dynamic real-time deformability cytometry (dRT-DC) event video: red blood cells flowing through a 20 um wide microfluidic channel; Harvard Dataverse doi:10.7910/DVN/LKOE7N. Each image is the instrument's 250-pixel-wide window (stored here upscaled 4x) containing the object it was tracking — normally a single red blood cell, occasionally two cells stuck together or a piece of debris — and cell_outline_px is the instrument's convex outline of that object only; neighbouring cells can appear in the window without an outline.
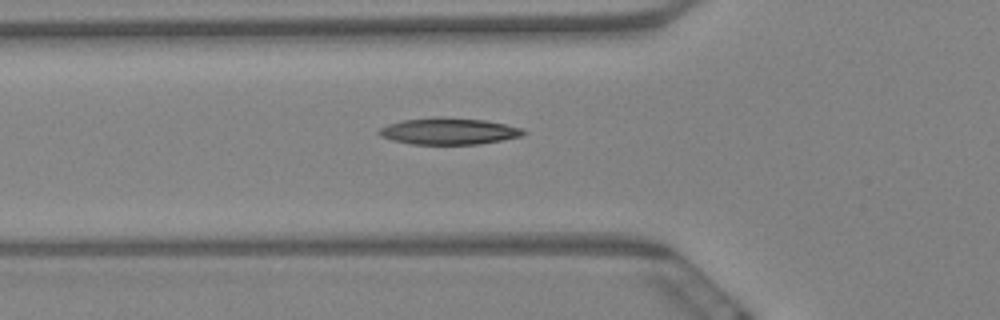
{"species": "Egyptian fruit bat (a non-hibernating species)", "species_latin": "Rousettus aegyptiacus", "temperature_condition": "warm", "stored_images_in_passage": 7, "camera_frame_rate_fps": 3000, "um_per_image_px": 0.085, "animal": {"sex": "female"}, "frame": {"image": 1, "passage_image": 7, "time_ms": 2.0, "image_size_px": [1000, 320], "cell_outline_px": [[528, 132], [524, 136], [476, 144], [412, 144], [392, 140], [380, 136], [376, 132], [380, 128], [388, 124], [404, 120], [432, 116], [440, 116], [484, 120], [524, 128]], "centroid_in_image_um": [38.15, 11.14], "position_along_channel_um": 87.7, "area_um2": 22.54}}